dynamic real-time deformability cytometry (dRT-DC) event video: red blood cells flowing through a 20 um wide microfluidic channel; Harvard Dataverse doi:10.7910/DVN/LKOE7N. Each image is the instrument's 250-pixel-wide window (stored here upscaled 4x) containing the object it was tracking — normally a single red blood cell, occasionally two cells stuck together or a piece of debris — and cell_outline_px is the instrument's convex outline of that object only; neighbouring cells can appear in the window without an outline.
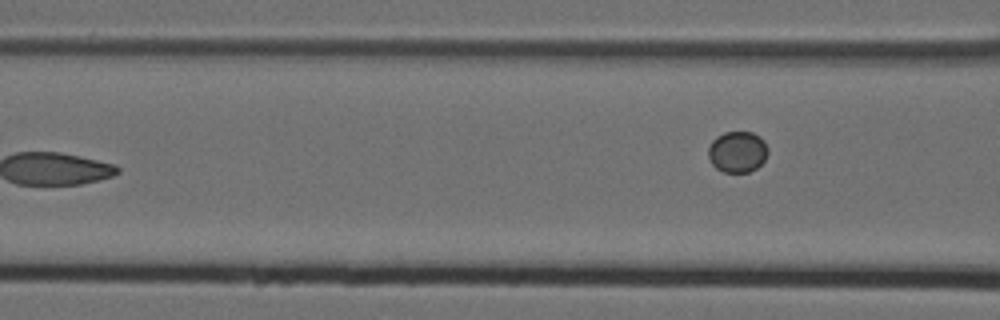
{"species": "Egyptian fruit bat (a non-hibernating species)", "species_latin": "Rousettus aegyptiacus", "temperature_condition": "cold", "stored_images_in_passage": 8, "camera_frame_rate_fps": 3000, "um_per_image_px": 0.085, "animal": {"sex": "female"}, "frame": {"image": 1, "passage_image": 8, "time_ms": 2.333, "image_size_px": [1000, 320], "cell_outline_px": [[768, 152], [764, 160], [756, 168], [748, 172], [724, 172], [716, 168], [708, 160], [708, 144], [716, 136], [724, 132], [752, 132], [760, 136], [764, 140], [768, 148]], "centroid_in_image_um": [62.66, 12.89], "position_along_channel_um": 103.9, "area_um2": 14.51}}